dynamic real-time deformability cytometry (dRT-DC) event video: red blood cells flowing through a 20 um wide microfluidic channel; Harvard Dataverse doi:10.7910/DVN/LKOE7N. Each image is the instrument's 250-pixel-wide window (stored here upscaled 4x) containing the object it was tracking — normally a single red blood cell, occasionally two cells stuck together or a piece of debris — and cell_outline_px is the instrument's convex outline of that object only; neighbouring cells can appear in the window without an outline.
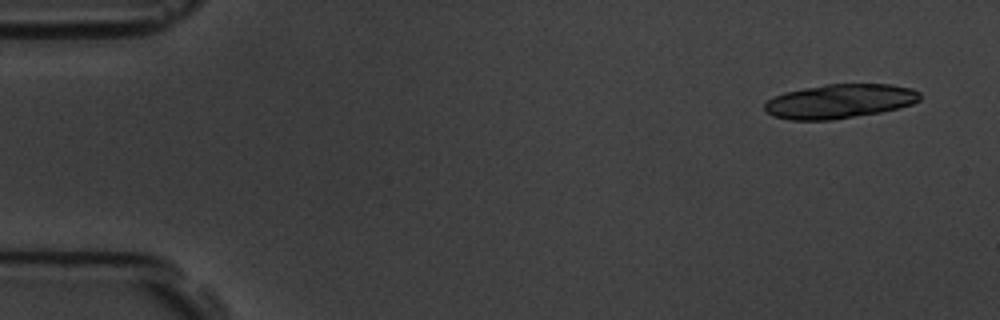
{"species": "common noctule bat (a hibernating species)", "species_latin": "Nyctalus noctula", "temperature_condition": "room temperature", "stored_images_in_passage": 5, "camera_frame_rate_fps": 3000, "um_per_image_px": 0.085, "animal": {"sex": "male", "body_mass_g": 19.5, "forearm_length_mm": 54.6}, "frame": {"image": 1, "passage_image": 1, "time_ms": 0.0, "image_size_px": [1000, 320], "cell_outline_px": [[920, 100], [912, 104], [900, 108], [880, 112], [832, 120], [792, 120], [772, 116], [764, 112], [764, 104], [768, 100], [784, 92], [824, 84], [892, 84], [912, 88], [920, 92]], "centroid_in_image_um": [71.37, 8.6], "position_along_channel_um": 13.6, "area_um2": 31.15}}